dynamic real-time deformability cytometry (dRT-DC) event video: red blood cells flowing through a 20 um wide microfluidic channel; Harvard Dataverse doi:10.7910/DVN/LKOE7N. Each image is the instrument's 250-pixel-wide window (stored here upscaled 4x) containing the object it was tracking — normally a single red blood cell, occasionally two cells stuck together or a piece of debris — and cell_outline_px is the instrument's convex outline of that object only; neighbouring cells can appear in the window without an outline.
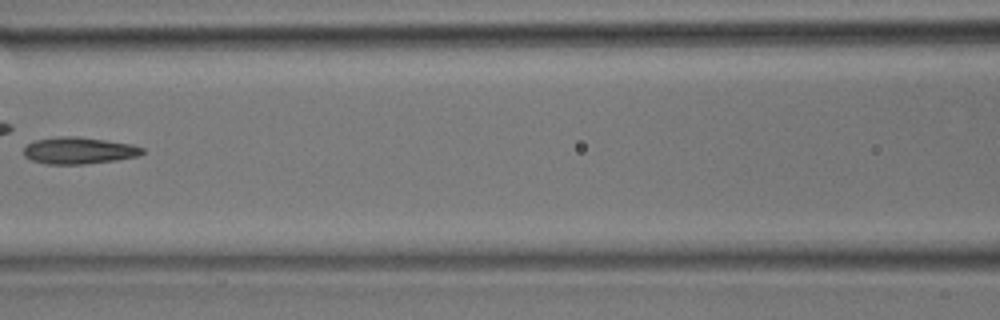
{"species": "common noctule bat (a hibernating species)", "species_latin": "Nyctalus noctula", "temperature_condition": "room temperature", "stored_images_in_passage": 13, "camera_frame_rate_fps": 3000, "um_per_image_px": 0.085, "animal": {"sex": "male", "body_mass_g": 17.9}, "frame": {"image": 1, "passage_image": 8, "time_ms": 2.333, "image_size_px": [1000, 320], "cell_outline_px": [[144, 152], [140, 156], [116, 160], [84, 164], [48, 164], [32, 160], [24, 156], [24, 148], [28, 144], [36, 140], [56, 136], [76, 136], [132, 144], [144, 148]], "centroid_in_image_um": [6.72, 12.79], "position_along_channel_um": 159.9, "area_um2": 18.5}}
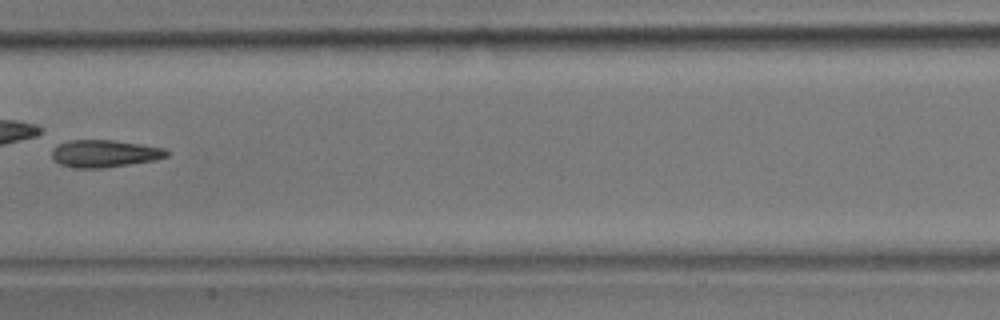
{"frame": {"image": 2, "passage_image": 10, "time_ms": 3.0, "image_size_px": [1000, 320], "cell_outline_px": [[168, 156], [156, 160], [104, 168], [76, 168], [60, 164], [52, 160], [52, 148], [56, 144], [68, 140], [116, 140], [164, 148], [168, 152]], "centroid_in_image_um": [8.85, 13.05], "position_along_channel_um": 198.6, "area_um2": 18.5}}